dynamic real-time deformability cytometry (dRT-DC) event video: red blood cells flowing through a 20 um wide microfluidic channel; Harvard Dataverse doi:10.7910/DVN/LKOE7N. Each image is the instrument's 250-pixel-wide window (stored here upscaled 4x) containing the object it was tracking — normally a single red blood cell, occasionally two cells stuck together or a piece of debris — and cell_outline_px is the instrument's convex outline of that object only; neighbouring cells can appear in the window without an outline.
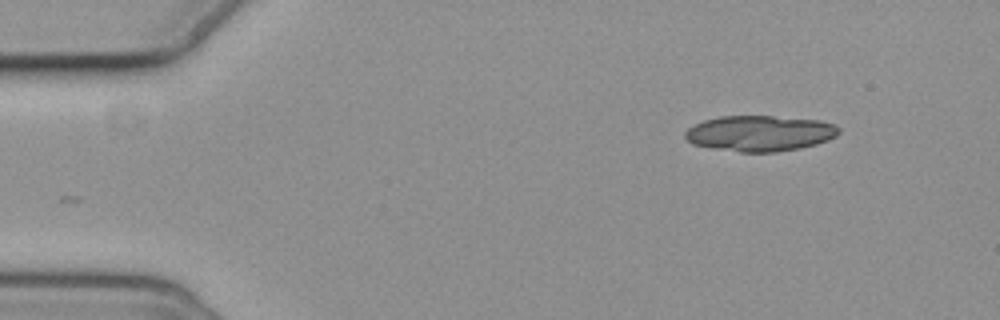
{"species": "common noctule bat (a hibernating species)", "species_latin": "Nyctalus noctula", "temperature_condition": "cold", "stored_images_in_passage": 4, "camera_frame_rate_fps": 3000, "um_per_image_px": 0.085, "animal": {"sex": "female", "body_mass_g": 19.3, "forearm_length_mm": 54.1}, "frame": {"image": 1, "passage_image": 1, "time_ms": 0.0, "image_size_px": [1000, 320], "cell_outline_px": [[840, 132], [836, 136], [828, 140], [816, 144], [800, 148], [776, 152], [740, 152], [712, 148], [692, 144], [684, 136], [684, 132], [688, 128], [704, 120], [720, 116], [772, 116], [820, 120], [836, 124], [840, 128]], "centroid_in_image_um": [64.6, 11.33], "position_along_channel_um": 20.4, "area_um2": 32.14}}